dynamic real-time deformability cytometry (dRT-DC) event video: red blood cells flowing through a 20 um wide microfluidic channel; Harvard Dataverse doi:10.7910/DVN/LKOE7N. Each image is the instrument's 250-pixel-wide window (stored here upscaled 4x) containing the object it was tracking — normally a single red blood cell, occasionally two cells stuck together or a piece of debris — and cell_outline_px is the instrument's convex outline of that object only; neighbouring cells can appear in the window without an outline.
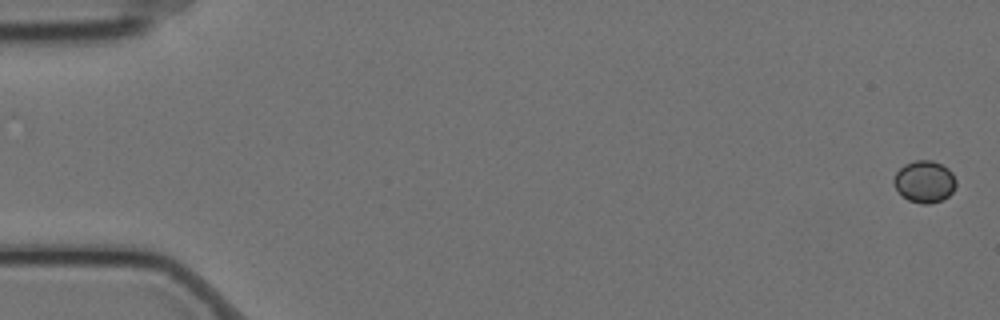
{"species": "Egyptian fruit bat (a non-hibernating species)", "species_latin": "Rousettus aegyptiacus", "temperature_condition": "cold", "stored_images_in_passage": 7, "camera_frame_rate_fps": 3000, "um_per_image_px": 0.085, "animal": {"sex": "female"}, "frame": {"image": 1, "passage_image": 1, "time_ms": 0.0, "image_size_px": [1000, 320], "cell_outline_px": [[956, 184], [952, 192], [944, 200], [928, 204], [924, 204], [908, 200], [892, 184], [892, 180], [896, 172], [904, 164], [916, 160], [932, 160], [948, 168], [952, 172], [956, 180]], "centroid_in_image_um": [78.58, 15.43], "position_along_channel_um": 6.4, "area_um2": 15.26}}
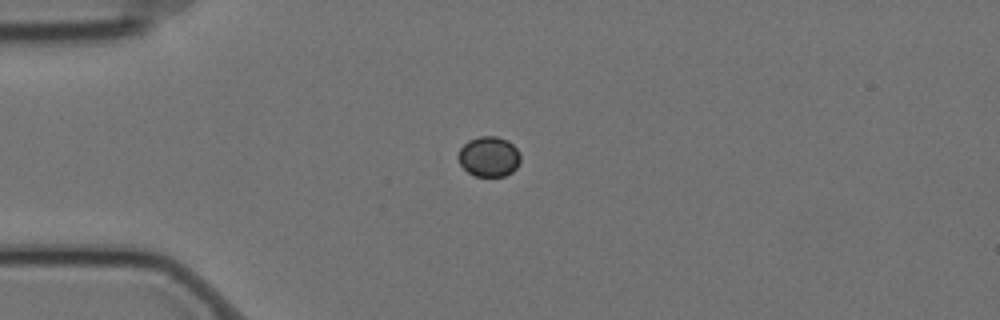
{"frame": {"image": 2, "passage_image": 5, "time_ms": 1.333, "image_size_px": [1000, 320], "cell_outline_px": [[520, 160], [516, 168], [512, 172], [504, 176], [476, 176], [468, 172], [460, 164], [456, 156], [460, 148], [468, 140], [480, 136], [496, 136], [508, 140], [520, 152]], "centroid_in_image_um": [41.55, 13.3], "position_along_channel_um": 43.5, "area_um2": 14.68}}
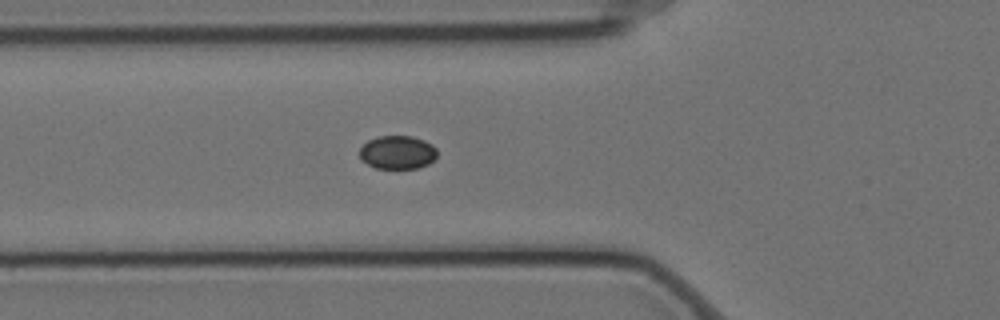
{"frame": {"image": 3, "passage_image": 7, "time_ms": 2.0, "image_size_px": [1000, 320], "cell_outline_px": [[436, 156], [428, 164], [416, 168], [376, 168], [360, 160], [360, 148], [368, 140], [376, 136], [412, 136], [424, 140], [432, 144], [436, 148]], "centroid_in_image_um": [33.77, 12.94], "position_along_channel_um": 92.0, "area_um2": 15.09}}